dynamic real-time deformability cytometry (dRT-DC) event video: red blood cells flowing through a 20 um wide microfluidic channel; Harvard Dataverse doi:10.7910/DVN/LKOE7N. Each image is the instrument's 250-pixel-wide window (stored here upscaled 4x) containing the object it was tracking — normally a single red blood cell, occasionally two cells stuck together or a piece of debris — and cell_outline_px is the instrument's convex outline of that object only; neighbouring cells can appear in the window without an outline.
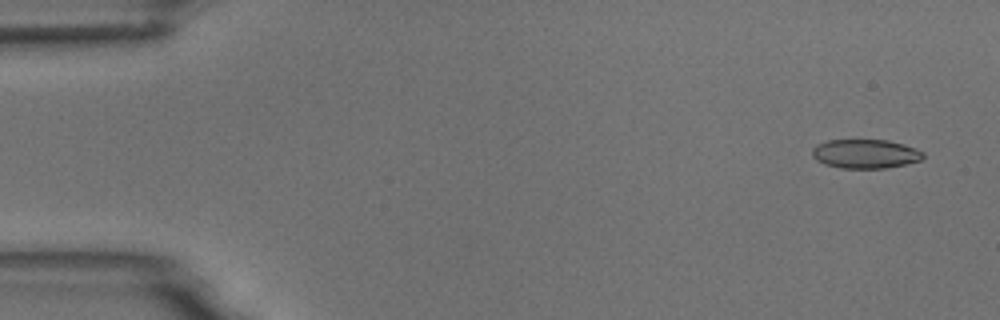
{"species": "common noctule bat (a hibernating species)", "species_latin": "Nyctalus noctula", "temperature_condition": "room temperature", "stored_images_in_passage": 6, "camera_frame_rate_fps": 3000, "um_per_image_px": 0.085, "animal": {"sex": "male", "body_mass_g": 18.8}, "frame": {"image": 1, "passage_image": 1, "time_ms": 0.0, "image_size_px": [1000, 320], "cell_outline_px": [[924, 160], [884, 168], [840, 168], [824, 164], [816, 160], [812, 156], [812, 148], [816, 144], [828, 140], [888, 140], [904, 144], [916, 148], [924, 152]], "centroid_in_image_um": [73.56, 13.07], "position_along_channel_um": 11.4, "area_um2": 18.96}}
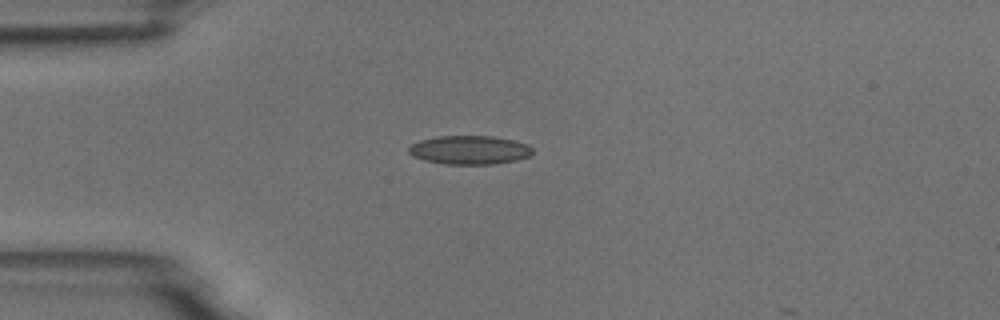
{"frame": {"image": 2, "passage_image": 4, "time_ms": 3.667, "image_size_px": [1000, 320], "cell_outline_px": [[532, 152], [528, 156], [516, 160], [492, 164], [444, 164], [424, 160], [412, 156], [408, 152], [408, 148], [412, 144], [420, 140], [436, 136], [492, 136], [512, 140], [528, 144], [532, 148]], "centroid_in_image_um": [39.88, 12.74], "position_along_channel_um": 45.1, "area_um2": 20.69}}